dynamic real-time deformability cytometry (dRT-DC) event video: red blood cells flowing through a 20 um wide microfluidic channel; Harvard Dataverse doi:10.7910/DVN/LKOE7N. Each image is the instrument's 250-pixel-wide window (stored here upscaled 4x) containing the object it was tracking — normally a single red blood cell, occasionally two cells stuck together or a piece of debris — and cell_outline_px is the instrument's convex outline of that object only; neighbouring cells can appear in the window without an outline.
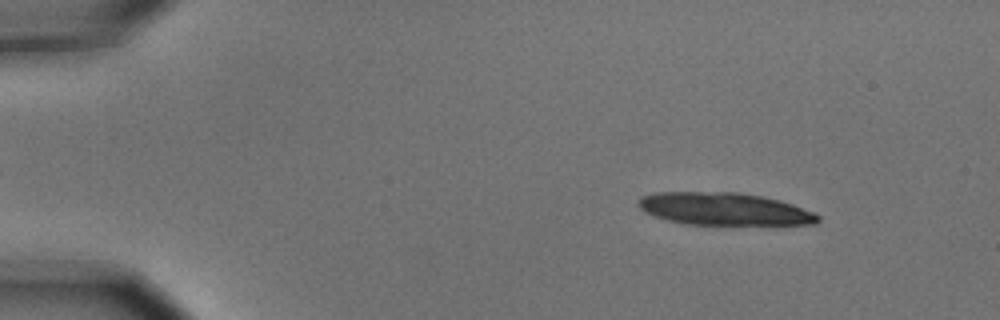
{"species": "common noctule bat (a hibernating species)", "species_latin": "Nyctalus noctula", "temperature_condition": "cold", "stored_images_in_passage": 13, "camera_frame_rate_fps": 3000, "um_per_image_px": 0.085, "animal": {"sex": "male", "body_mass_g": 15.6}, "frame": {"image": 1, "passage_image": 1, "time_ms": 0.0, "image_size_px": [1000, 320], "cell_outline_px": [[820, 220], [816, 224], [776, 228], [688, 224], [664, 220], [652, 216], [644, 212], [636, 204], [640, 196], [652, 192], [740, 192], [780, 200], [792, 204], [812, 212], [820, 216]], "centroid_in_image_um": [61.63, 17.82], "position_along_channel_um": 23.4, "area_um2": 35.95}}
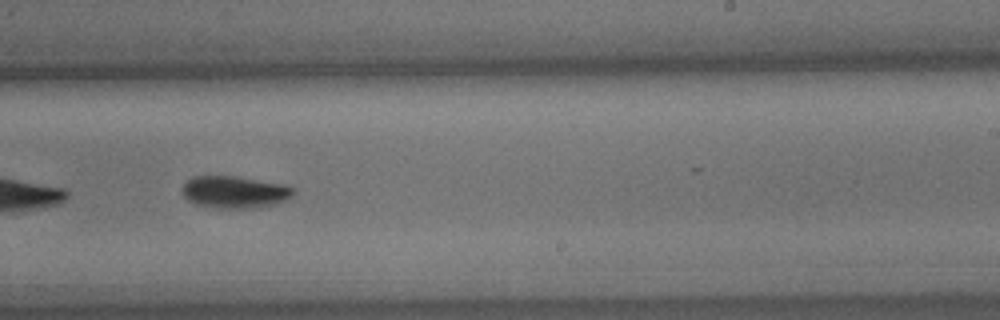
{"frame": {"image": 2, "passage_image": 8, "time_ms": 2.333, "image_size_px": [1000, 320], "cell_outline_px": [[292, 196], [288, 200], [276, 204], [260, 208], [216, 208], [196, 204], [188, 200], [180, 192], [184, 184], [192, 176], [236, 176], [284, 184], [292, 188]], "centroid_in_image_um": [19.93, 16.33], "position_along_channel_um": 269.1, "area_um2": 20.98}}
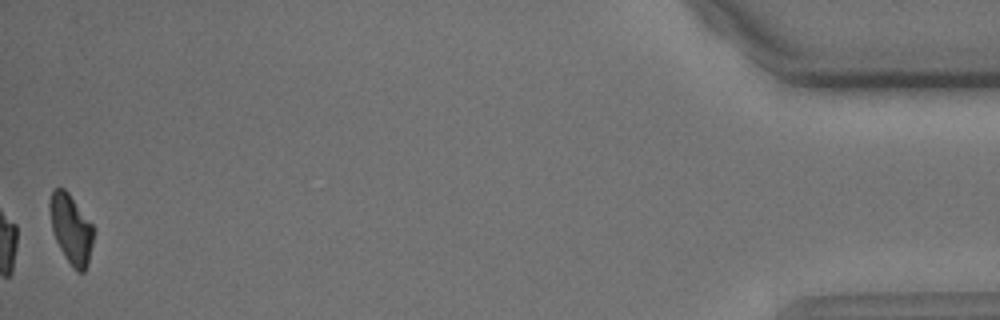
{"frame": {"image": 3, "passage_image": 13, "time_ms": 4.0, "image_size_px": [1000, 320], "cell_outline_px": [[96, 228], [88, 260], [84, 272], [76, 272], [72, 268], [64, 256], [56, 240], [52, 228], [48, 208], [48, 204], [52, 188], [64, 188], [68, 192]], "centroid_in_image_um": [6.04, 19.44], "position_along_channel_um": 429.2, "area_um2": 17.92}}